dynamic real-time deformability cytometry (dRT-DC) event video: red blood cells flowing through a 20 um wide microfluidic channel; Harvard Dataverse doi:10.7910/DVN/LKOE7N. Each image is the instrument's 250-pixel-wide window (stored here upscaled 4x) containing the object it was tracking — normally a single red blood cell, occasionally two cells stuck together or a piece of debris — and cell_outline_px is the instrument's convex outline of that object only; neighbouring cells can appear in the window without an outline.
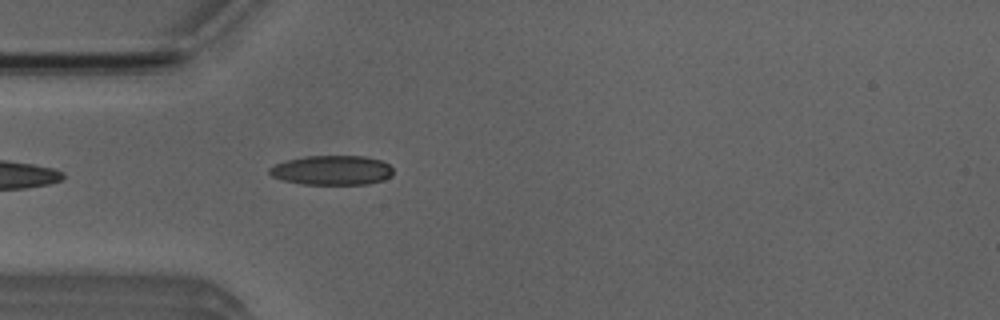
{"species": "Egyptian fruit bat (a non-hibernating species)", "species_latin": "Rousettus aegyptiacus", "temperature_condition": "room temperature", "stored_images_in_passage": 23, "camera_frame_rate_fps": 3000, "um_per_image_px": 0.085, "animal": {"sex": "male"}, "frame": {"image": 1, "passage_image": 1, "time_ms": 0.0, "image_size_px": [1000, 320], "cell_outline_px": [[392, 176], [384, 180], [368, 184], [300, 184], [284, 180], [272, 176], [268, 172], [268, 168], [276, 164], [288, 160], [304, 156], [364, 156], [380, 160], [388, 164], [392, 168]], "centroid_in_image_um": [28.22, 14.47], "position_along_channel_um": 56.8, "area_um2": 21.27}}
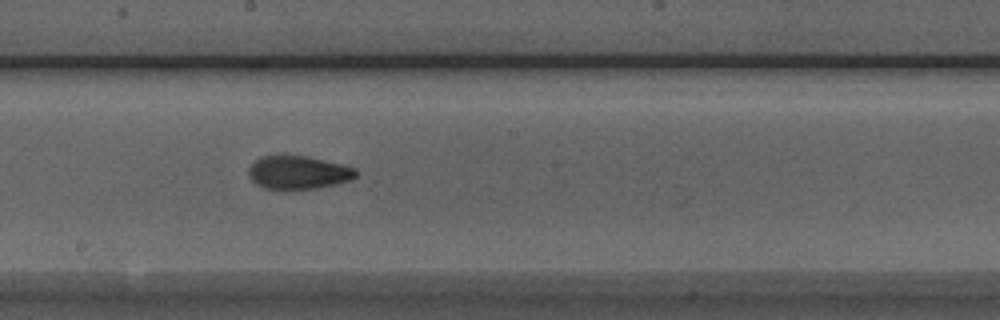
{"frame": {"image": 2, "passage_image": 14, "time_ms": 4.333, "image_size_px": [1000, 320], "cell_outline_px": [[356, 176], [352, 180], [336, 184], [316, 188], [264, 188], [256, 184], [248, 176], [248, 168], [260, 156], [308, 156], [356, 168]], "centroid_in_image_um": [25.35, 14.65], "position_along_channel_um": 222.9, "area_um2": 20.52}}
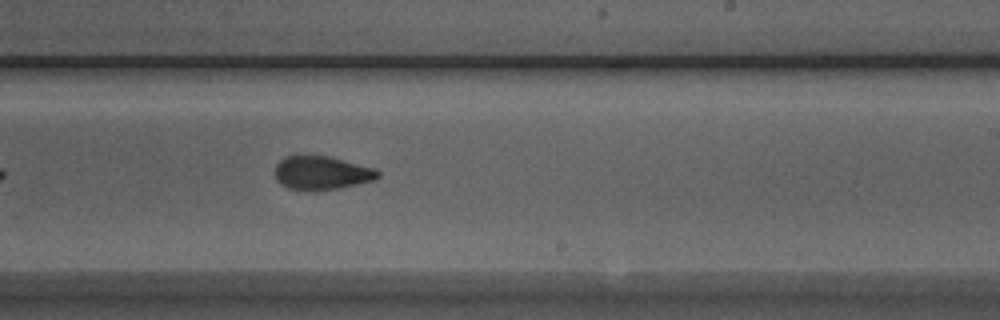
{"frame": {"image": 3, "passage_image": 17, "time_ms": 5.333, "image_size_px": [1000, 320], "cell_outline_px": [[380, 176], [376, 180], [340, 188], [288, 188], [280, 184], [276, 180], [276, 164], [284, 156], [296, 152], [328, 156], [376, 168], [380, 172]], "centroid_in_image_um": [27.34, 14.62], "position_along_channel_um": 261.7, "area_um2": 20.35}}